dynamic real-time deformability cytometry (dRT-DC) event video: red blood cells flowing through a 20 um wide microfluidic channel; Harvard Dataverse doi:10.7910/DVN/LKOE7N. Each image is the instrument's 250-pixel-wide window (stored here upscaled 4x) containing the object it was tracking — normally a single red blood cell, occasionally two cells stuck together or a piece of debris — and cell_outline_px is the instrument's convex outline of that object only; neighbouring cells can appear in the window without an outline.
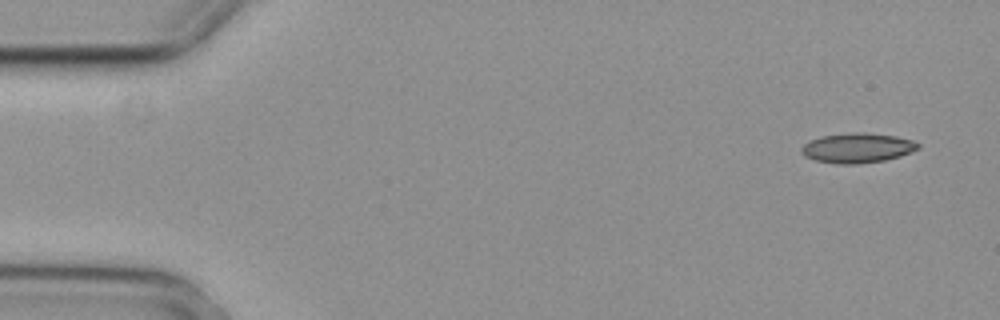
{"species": "common noctule bat (a hibernating species)", "species_latin": "Nyctalus noctula", "temperature_condition": "cold", "stored_images_in_passage": 5, "segment_of_instrument_passage": [2, 2], "camera_frame_rate_fps": 3000, "um_per_image_px": 0.085, "animal": {"sex": "female", "body_mass_g": 29.2, "forearm_length_mm": 56.3}, "frame": {"image": 1, "passage_image": 5, "time_ms": 1.333, "image_size_px": [1000, 320], "cell_outline_px": [[920, 148], [912, 152], [900, 156], [884, 160], [856, 164], [836, 164], [816, 160], [804, 156], [800, 152], [800, 148], [804, 144], [812, 140], [824, 136], [856, 132], [864, 132], [896, 136], [912, 140], [920, 144]], "centroid_in_image_um": [72.9, 12.58], "position_along_channel_um": 12.1, "area_um2": 20.17}}